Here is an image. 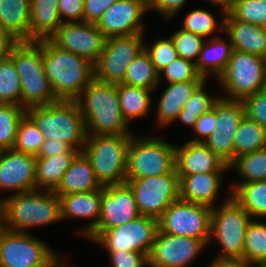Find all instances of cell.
Wrapping results in <instances>:
<instances>
[{"label": "cell", "instance_id": "cell-1", "mask_svg": "<svg viewBox=\"0 0 266 267\" xmlns=\"http://www.w3.org/2000/svg\"><path fill=\"white\" fill-rule=\"evenodd\" d=\"M45 74L58 100L75 101L94 79V65L61 49L51 39H42Z\"/></svg>", "mask_w": 266, "mask_h": 267}, {"label": "cell", "instance_id": "cell-2", "mask_svg": "<svg viewBox=\"0 0 266 267\" xmlns=\"http://www.w3.org/2000/svg\"><path fill=\"white\" fill-rule=\"evenodd\" d=\"M87 135L132 134L121 112L117 84L93 79L75 100Z\"/></svg>", "mask_w": 266, "mask_h": 267}, {"label": "cell", "instance_id": "cell-3", "mask_svg": "<svg viewBox=\"0 0 266 267\" xmlns=\"http://www.w3.org/2000/svg\"><path fill=\"white\" fill-rule=\"evenodd\" d=\"M39 192L35 189L0 200L4 229L28 233L29 228L62 220L59 196L50 190Z\"/></svg>", "mask_w": 266, "mask_h": 267}, {"label": "cell", "instance_id": "cell-4", "mask_svg": "<svg viewBox=\"0 0 266 267\" xmlns=\"http://www.w3.org/2000/svg\"><path fill=\"white\" fill-rule=\"evenodd\" d=\"M45 139L62 141L82 152L86 141L84 118L76 101L59 100L53 104L26 108Z\"/></svg>", "mask_w": 266, "mask_h": 267}, {"label": "cell", "instance_id": "cell-5", "mask_svg": "<svg viewBox=\"0 0 266 267\" xmlns=\"http://www.w3.org/2000/svg\"><path fill=\"white\" fill-rule=\"evenodd\" d=\"M21 81V106L28 108L58 102L47 79L42 61V39L19 41L11 50Z\"/></svg>", "mask_w": 266, "mask_h": 267}, {"label": "cell", "instance_id": "cell-6", "mask_svg": "<svg viewBox=\"0 0 266 267\" xmlns=\"http://www.w3.org/2000/svg\"><path fill=\"white\" fill-rule=\"evenodd\" d=\"M133 134L87 135L82 152L102 186L126 182V161Z\"/></svg>", "mask_w": 266, "mask_h": 267}, {"label": "cell", "instance_id": "cell-7", "mask_svg": "<svg viewBox=\"0 0 266 267\" xmlns=\"http://www.w3.org/2000/svg\"><path fill=\"white\" fill-rule=\"evenodd\" d=\"M176 146L158 138H139L134 134L130 139L126 179L154 177L176 173Z\"/></svg>", "mask_w": 266, "mask_h": 267}, {"label": "cell", "instance_id": "cell-8", "mask_svg": "<svg viewBox=\"0 0 266 267\" xmlns=\"http://www.w3.org/2000/svg\"><path fill=\"white\" fill-rule=\"evenodd\" d=\"M211 209L210 239L222 246L221 258H243L246 230L253 218L231 196ZM216 238V239H215Z\"/></svg>", "mask_w": 266, "mask_h": 267}, {"label": "cell", "instance_id": "cell-9", "mask_svg": "<svg viewBox=\"0 0 266 267\" xmlns=\"http://www.w3.org/2000/svg\"><path fill=\"white\" fill-rule=\"evenodd\" d=\"M217 80L228 94L221 97L243 100L266 88V58L234 49L226 69Z\"/></svg>", "mask_w": 266, "mask_h": 267}, {"label": "cell", "instance_id": "cell-10", "mask_svg": "<svg viewBox=\"0 0 266 267\" xmlns=\"http://www.w3.org/2000/svg\"><path fill=\"white\" fill-rule=\"evenodd\" d=\"M46 243L33 235L4 229L0 233V267H65Z\"/></svg>", "mask_w": 266, "mask_h": 267}, {"label": "cell", "instance_id": "cell-11", "mask_svg": "<svg viewBox=\"0 0 266 267\" xmlns=\"http://www.w3.org/2000/svg\"><path fill=\"white\" fill-rule=\"evenodd\" d=\"M158 231V220L140 215L107 231H92L87 237L108 251H136L149 255Z\"/></svg>", "mask_w": 266, "mask_h": 267}, {"label": "cell", "instance_id": "cell-12", "mask_svg": "<svg viewBox=\"0 0 266 267\" xmlns=\"http://www.w3.org/2000/svg\"><path fill=\"white\" fill-rule=\"evenodd\" d=\"M211 207L178 199L158 219L161 232L202 240L209 245Z\"/></svg>", "mask_w": 266, "mask_h": 267}, {"label": "cell", "instance_id": "cell-13", "mask_svg": "<svg viewBox=\"0 0 266 267\" xmlns=\"http://www.w3.org/2000/svg\"><path fill=\"white\" fill-rule=\"evenodd\" d=\"M131 187L141 215L156 218L174 201L180 199L179 176L177 173L126 179Z\"/></svg>", "mask_w": 266, "mask_h": 267}, {"label": "cell", "instance_id": "cell-14", "mask_svg": "<svg viewBox=\"0 0 266 267\" xmlns=\"http://www.w3.org/2000/svg\"><path fill=\"white\" fill-rule=\"evenodd\" d=\"M144 46L143 34L107 38L94 65V79L102 83H122L129 65Z\"/></svg>", "mask_w": 266, "mask_h": 267}, {"label": "cell", "instance_id": "cell-15", "mask_svg": "<svg viewBox=\"0 0 266 267\" xmlns=\"http://www.w3.org/2000/svg\"><path fill=\"white\" fill-rule=\"evenodd\" d=\"M50 39L61 49L77 54L95 65L107 38L96 24L81 21L63 22Z\"/></svg>", "mask_w": 266, "mask_h": 267}, {"label": "cell", "instance_id": "cell-16", "mask_svg": "<svg viewBox=\"0 0 266 267\" xmlns=\"http://www.w3.org/2000/svg\"><path fill=\"white\" fill-rule=\"evenodd\" d=\"M245 115L242 100L220 97L216 102V125L204 144L228 165L234 160V136Z\"/></svg>", "mask_w": 266, "mask_h": 267}, {"label": "cell", "instance_id": "cell-17", "mask_svg": "<svg viewBox=\"0 0 266 267\" xmlns=\"http://www.w3.org/2000/svg\"><path fill=\"white\" fill-rule=\"evenodd\" d=\"M207 245L199 239L157 231L149 267H187Z\"/></svg>", "mask_w": 266, "mask_h": 267}, {"label": "cell", "instance_id": "cell-18", "mask_svg": "<svg viewBox=\"0 0 266 267\" xmlns=\"http://www.w3.org/2000/svg\"><path fill=\"white\" fill-rule=\"evenodd\" d=\"M134 193L127 182L102 187L100 217L93 231H107L140 216Z\"/></svg>", "mask_w": 266, "mask_h": 267}, {"label": "cell", "instance_id": "cell-19", "mask_svg": "<svg viewBox=\"0 0 266 267\" xmlns=\"http://www.w3.org/2000/svg\"><path fill=\"white\" fill-rule=\"evenodd\" d=\"M148 9V0H118L96 25L106 38L143 34L141 19Z\"/></svg>", "mask_w": 266, "mask_h": 267}, {"label": "cell", "instance_id": "cell-20", "mask_svg": "<svg viewBox=\"0 0 266 267\" xmlns=\"http://www.w3.org/2000/svg\"><path fill=\"white\" fill-rule=\"evenodd\" d=\"M36 156L16 151L0 150V189L14 190L13 194L36 189Z\"/></svg>", "mask_w": 266, "mask_h": 267}, {"label": "cell", "instance_id": "cell-21", "mask_svg": "<svg viewBox=\"0 0 266 267\" xmlns=\"http://www.w3.org/2000/svg\"><path fill=\"white\" fill-rule=\"evenodd\" d=\"M229 165L202 142L187 141L176 146L175 170L178 175L223 173Z\"/></svg>", "mask_w": 266, "mask_h": 267}, {"label": "cell", "instance_id": "cell-22", "mask_svg": "<svg viewBox=\"0 0 266 267\" xmlns=\"http://www.w3.org/2000/svg\"><path fill=\"white\" fill-rule=\"evenodd\" d=\"M220 26L235 50L266 58V28L234 19L225 13Z\"/></svg>", "mask_w": 266, "mask_h": 267}, {"label": "cell", "instance_id": "cell-23", "mask_svg": "<svg viewBox=\"0 0 266 267\" xmlns=\"http://www.w3.org/2000/svg\"><path fill=\"white\" fill-rule=\"evenodd\" d=\"M61 203L62 220L67 218H93V221L83 227L81 234L87 236L97 227L100 217L102 188L96 191L58 195ZM95 218V219H94Z\"/></svg>", "mask_w": 266, "mask_h": 267}, {"label": "cell", "instance_id": "cell-24", "mask_svg": "<svg viewBox=\"0 0 266 267\" xmlns=\"http://www.w3.org/2000/svg\"><path fill=\"white\" fill-rule=\"evenodd\" d=\"M222 173L178 175L180 199L213 208L219 194Z\"/></svg>", "mask_w": 266, "mask_h": 267}, {"label": "cell", "instance_id": "cell-25", "mask_svg": "<svg viewBox=\"0 0 266 267\" xmlns=\"http://www.w3.org/2000/svg\"><path fill=\"white\" fill-rule=\"evenodd\" d=\"M102 187L95 176L91 162L83 152H79L53 192L57 195H68L96 191Z\"/></svg>", "mask_w": 266, "mask_h": 267}, {"label": "cell", "instance_id": "cell-26", "mask_svg": "<svg viewBox=\"0 0 266 267\" xmlns=\"http://www.w3.org/2000/svg\"><path fill=\"white\" fill-rule=\"evenodd\" d=\"M207 80H190L177 83H169L162 93L157 109V122L161 126L177 120L178 114L183 109L196 89Z\"/></svg>", "mask_w": 266, "mask_h": 267}, {"label": "cell", "instance_id": "cell-27", "mask_svg": "<svg viewBox=\"0 0 266 267\" xmlns=\"http://www.w3.org/2000/svg\"><path fill=\"white\" fill-rule=\"evenodd\" d=\"M59 0H31L29 41L50 39L61 26Z\"/></svg>", "mask_w": 266, "mask_h": 267}, {"label": "cell", "instance_id": "cell-28", "mask_svg": "<svg viewBox=\"0 0 266 267\" xmlns=\"http://www.w3.org/2000/svg\"><path fill=\"white\" fill-rule=\"evenodd\" d=\"M31 0H0V26L18 41H29Z\"/></svg>", "mask_w": 266, "mask_h": 267}, {"label": "cell", "instance_id": "cell-29", "mask_svg": "<svg viewBox=\"0 0 266 267\" xmlns=\"http://www.w3.org/2000/svg\"><path fill=\"white\" fill-rule=\"evenodd\" d=\"M234 48L231 42L214 37L207 40L202 46L199 59L196 63L197 72L205 79L208 74L218 77L226 69Z\"/></svg>", "mask_w": 266, "mask_h": 267}, {"label": "cell", "instance_id": "cell-30", "mask_svg": "<svg viewBox=\"0 0 266 267\" xmlns=\"http://www.w3.org/2000/svg\"><path fill=\"white\" fill-rule=\"evenodd\" d=\"M77 154L65 153L48 158H36V189L45 187L54 191Z\"/></svg>", "mask_w": 266, "mask_h": 267}, {"label": "cell", "instance_id": "cell-31", "mask_svg": "<svg viewBox=\"0 0 266 267\" xmlns=\"http://www.w3.org/2000/svg\"><path fill=\"white\" fill-rule=\"evenodd\" d=\"M118 96L124 120L130 124L135 118L147 115L151 107L152 89L118 83Z\"/></svg>", "mask_w": 266, "mask_h": 267}, {"label": "cell", "instance_id": "cell-32", "mask_svg": "<svg viewBox=\"0 0 266 267\" xmlns=\"http://www.w3.org/2000/svg\"><path fill=\"white\" fill-rule=\"evenodd\" d=\"M231 186V196L253 217H266V181Z\"/></svg>", "mask_w": 266, "mask_h": 267}, {"label": "cell", "instance_id": "cell-33", "mask_svg": "<svg viewBox=\"0 0 266 267\" xmlns=\"http://www.w3.org/2000/svg\"><path fill=\"white\" fill-rule=\"evenodd\" d=\"M266 148V128L244 115L234 136V159Z\"/></svg>", "mask_w": 266, "mask_h": 267}, {"label": "cell", "instance_id": "cell-34", "mask_svg": "<svg viewBox=\"0 0 266 267\" xmlns=\"http://www.w3.org/2000/svg\"><path fill=\"white\" fill-rule=\"evenodd\" d=\"M159 82V73L150 55L143 49L129 65L122 83L154 90Z\"/></svg>", "mask_w": 266, "mask_h": 267}, {"label": "cell", "instance_id": "cell-35", "mask_svg": "<svg viewBox=\"0 0 266 267\" xmlns=\"http://www.w3.org/2000/svg\"><path fill=\"white\" fill-rule=\"evenodd\" d=\"M243 259L257 267H266V224L251 221L247 227Z\"/></svg>", "mask_w": 266, "mask_h": 267}, {"label": "cell", "instance_id": "cell-36", "mask_svg": "<svg viewBox=\"0 0 266 267\" xmlns=\"http://www.w3.org/2000/svg\"><path fill=\"white\" fill-rule=\"evenodd\" d=\"M233 167L243 177L239 184L266 181V148L236 157L229 164V168Z\"/></svg>", "mask_w": 266, "mask_h": 267}, {"label": "cell", "instance_id": "cell-37", "mask_svg": "<svg viewBox=\"0 0 266 267\" xmlns=\"http://www.w3.org/2000/svg\"><path fill=\"white\" fill-rule=\"evenodd\" d=\"M26 114V108L14 104H0V150L12 149L18 124Z\"/></svg>", "mask_w": 266, "mask_h": 267}, {"label": "cell", "instance_id": "cell-38", "mask_svg": "<svg viewBox=\"0 0 266 267\" xmlns=\"http://www.w3.org/2000/svg\"><path fill=\"white\" fill-rule=\"evenodd\" d=\"M205 83L206 81L196 89L177 117L178 120L191 127H194L200 115L211 111L215 103L220 99V96L212 97L204 91Z\"/></svg>", "mask_w": 266, "mask_h": 267}, {"label": "cell", "instance_id": "cell-39", "mask_svg": "<svg viewBox=\"0 0 266 267\" xmlns=\"http://www.w3.org/2000/svg\"><path fill=\"white\" fill-rule=\"evenodd\" d=\"M0 104L21 106V81L10 57L0 62Z\"/></svg>", "mask_w": 266, "mask_h": 267}, {"label": "cell", "instance_id": "cell-40", "mask_svg": "<svg viewBox=\"0 0 266 267\" xmlns=\"http://www.w3.org/2000/svg\"><path fill=\"white\" fill-rule=\"evenodd\" d=\"M45 141L35 122L25 114L20 120L13 149L37 156Z\"/></svg>", "mask_w": 266, "mask_h": 267}, {"label": "cell", "instance_id": "cell-41", "mask_svg": "<svg viewBox=\"0 0 266 267\" xmlns=\"http://www.w3.org/2000/svg\"><path fill=\"white\" fill-rule=\"evenodd\" d=\"M228 13L238 21L266 28V0H236Z\"/></svg>", "mask_w": 266, "mask_h": 267}, {"label": "cell", "instance_id": "cell-42", "mask_svg": "<svg viewBox=\"0 0 266 267\" xmlns=\"http://www.w3.org/2000/svg\"><path fill=\"white\" fill-rule=\"evenodd\" d=\"M178 57L197 63L202 49L204 38L180 28L171 37Z\"/></svg>", "mask_w": 266, "mask_h": 267}, {"label": "cell", "instance_id": "cell-43", "mask_svg": "<svg viewBox=\"0 0 266 267\" xmlns=\"http://www.w3.org/2000/svg\"><path fill=\"white\" fill-rule=\"evenodd\" d=\"M162 78L168 83L207 80L197 72L195 63L181 57H177L159 73V80Z\"/></svg>", "mask_w": 266, "mask_h": 267}, {"label": "cell", "instance_id": "cell-44", "mask_svg": "<svg viewBox=\"0 0 266 267\" xmlns=\"http://www.w3.org/2000/svg\"><path fill=\"white\" fill-rule=\"evenodd\" d=\"M217 25L218 22L210 12L203 9H196L187 14L182 29L205 38L214 33L219 27Z\"/></svg>", "mask_w": 266, "mask_h": 267}, {"label": "cell", "instance_id": "cell-45", "mask_svg": "<svg viewBox=\"0 0 266 267\" xmlns=\"http://www.w3.org/2000/svg\"><path fill=\"white\" fill-rule=\"evenodd\" d=\"M144 49L150 55L151 62L158 73L178 57L171 38L159 39L152 46H144Z\"/></svg>", "mask_w": 266, "mask_h": 267}, {"label": "cell", "instance_id": "cell-46", "mask_svg": "<svg viewBox=\"0 0 266 267\" xmlns=\"http://www.w3.org/2000/svg\"><path fill=\"white\" fill-rule=\"evenodd\" d=\"M245 116L266 128V88L242 100Z\"/></svg>", "mask_w": 266, "mask_h": 267}, {"label": "cell", "instance_id": "cell-47", "mask_svg": "<svg viewBox=\"0 0 266 267\" xmlns=\"http://www.w3.org/2000/svg\"><path fill=\"white\" fill-rule=\"evenodd\" d=\"M111 267H144L149 265L148 255L136 251H109Z\"/></svg>", "mask_w": 266, "mask_h": 267}, {"label": "cell", "instance_id": "cell-48", "mask_svg": "<svg viewBox=\"0 0 266 267\" xmlns=\"http://www.w3.org/2000/svg\"><path fill=\"white\" fill-rule=\"evenodd\" d=\"M58 10L62 23L81 22L84 17V0H59ZM62 18H66V21Z\"/></svg>", "mask_w": 266, "mask_h": 267}, {"label": "cell", "instance_id": "cell-49", "mask_svg": "<svg viewBox=\"0 0 266 267\" xmlns=\"http://www.w3.org/2000/svg\"><path fill=\"white\" fill-rule=\"evenodd\" d=\"M216 122L217 121H216V103H215L211 111L203 113L198 117V120L195 122V125L193 127L195 132L202 137L201 138L197 137L189 141L204 143L215 129Z\"/></svg>", "mask_w": 266, "mask_h": 267}, {"label": "cell", "instance_id": "cell-50", "mask_svg": "<svg viewBox=\"0 0 266 267\" xmlns=\"http://www.w3.org/2000/svg\"><path fill=\"white\" fill-rule=\"evenodd\" d=\"M118 0H84L83 21L96 24L112 4Z\"/></svg>", "mask_w": 266, "mask_h": 267}, {"label": "cell", "instance_id": "cell-51", "mask_svg": "<svg viewBox=\"0 0 266 267\" xmlns=\"http://www.w3.org/2000/svg\"><path fill=\"white\" fill-rule=\"evenodd\" d=\"M65 153H79V151L62 141L45 139L36 158H48Z\"/></svg>", "mask_w": 266, "mask_h": 267}, {"label": "cell", "instance_id": "cell-52", "mask_svg": "<svg viewBox=\"0 0 266 267\" xmlns=\"http://www.w3.org/2000/svg\"><path fill=\"white\" fill-rule=\"evenodd\" d=\"M187 0H148V8L154 9L166 19L174 17Z\"/></svg>", "mask_w": 266, "mask_h": 267}, {"label": "cell", "instance_id": "cell-53", "mask_svg": "<svg viewBox=\"0 0 266 267\" xmlns=\"http://www.w3.org/2000/svg\"><path fill=\"white\" fill-rule=\"evenodd\" d=\"M19 41L0 26V62L7 59Z\"/></svg>", "mask_w": 266, "mask_h": 267}, {"label": "cell", "instance_id": "cell-54", "mask_svg": "<svg viewBox=\"0 0 266 267\" xmlns=\"http://www.w3.org/2000/svg\"><path fill=\"white\" fill-rule=\"evenodd\" d=\"M254 267L243 258H221L216 257L209 267Z\"/></svg>", "mask_w": 266, "mask_h": 267}, {"label": "cell", "instance_id": "cell-55", "mask_svg": "<svg viewBox=\"0 0 266 267\" xmlns=\"http://www.w3.org/2000/svg\"><path fill=\"white\" fill-rule=\"evenodd\" d=\"M210 1L216 4L217 6L220 5L222 17H224L225 13H227L232 8L236 0H210Z\"/></svg>", "mask_w": 266, "mask_h": 267}, {"label": "cell", "instance_id": "cell-56", "mask_svg": "<svg viewBox=\"0 0 266 267\" xmlns=\"http://www.w3.org/2000/svg\"><path fill=\"white\" fill-rule=\"evenodd\" d=\"M4 230V218L0 210V233Z\"/></svg>", "mask_w": 266, "mask_h": 267}]
</instances>
